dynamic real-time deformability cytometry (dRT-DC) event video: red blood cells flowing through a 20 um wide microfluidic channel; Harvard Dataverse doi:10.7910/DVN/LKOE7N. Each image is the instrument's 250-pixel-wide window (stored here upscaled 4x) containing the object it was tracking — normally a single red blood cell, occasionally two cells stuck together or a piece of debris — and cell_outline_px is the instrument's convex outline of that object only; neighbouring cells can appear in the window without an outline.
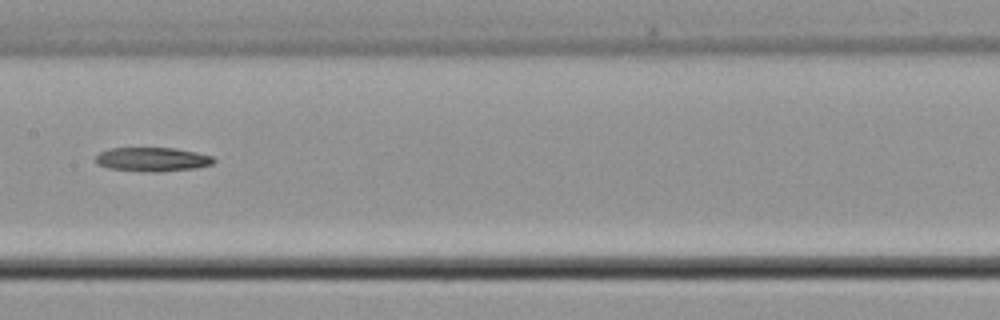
{"species": "common noctule bat (a hibernating species)", "species_latin": "Nyctalus noctula", "temperature_condition": "cold", "stored_images_in_passage": 9, "camera_frame_rate_fps": 3000, "um_per_image_px": 0.085, "animal": {"sex": "male", "body_mass_g": 21.5, "forearm_length_mm": 52.0}, "frame": {"image": 1, "passage_image": 6, "time_ms": 6.333, "image_size_px": [1000, 320], "cell_outline_px": [[216, 160], [212, 164], [196, 168], [160, 172], [152, 172], [108, 168], [96, 164], [96, 156], [100, 152], [112, 148], [176, 148], [196, 152], [212, 156]], "centroid_in_image_um": [12.97, 13.55], "position_along_channel_um": 194.4, "area_um2": 16.53}}
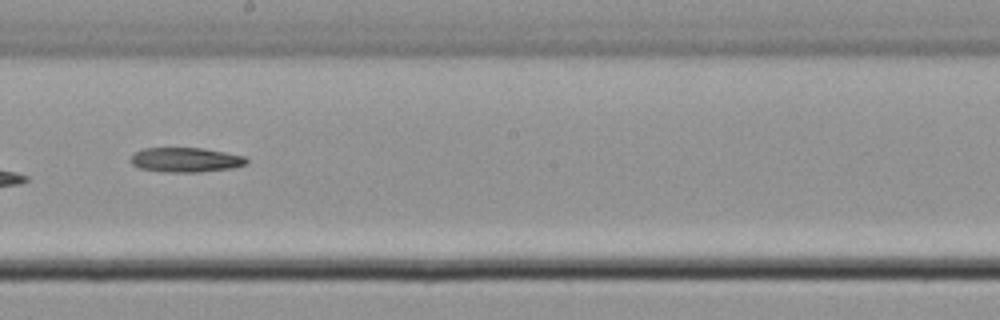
{"frame": {"image": 2, "passage_image": 7, "time_ms": 7.333, "image_size_px": [1000, 320], "cell_outline_px": [[248, 160], [244, 164], [232, 168], [200, 172], [168, 172], [140, 168], [132, 164], [128, 160], [132, 152], [144, 148], [204, 148], [244, 156]], "centroid_in_image_um": [15.72, 13.58], "position_along_channel_um": 232.5, "area_um2": 16.65}}
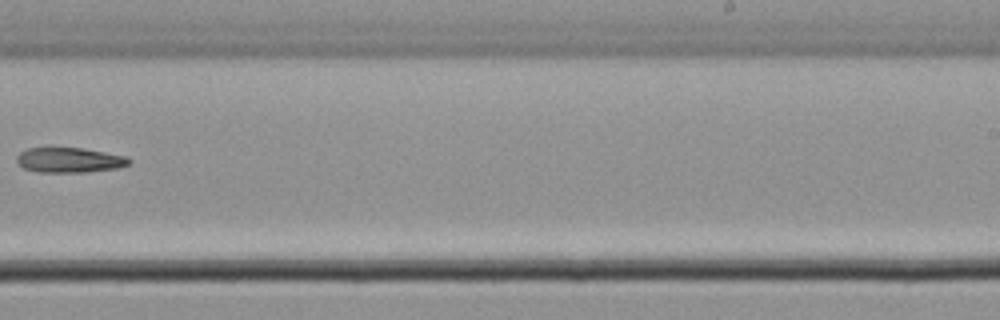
{"frame": {"image": 3, "passage_image": 8, "time_ms": 8.667, "image_size_px": [1000, 320], "cell_outline_px": [[132, 160], [128, 164], [116, 168], [88, 172], [40, 172], [24, 168], [16, 164], [16, 156], [20, 152], [28, 148], [48, 144], [52, 144], [84, 148], [128, 156]], "centroid_in_image_um": [5.83, 13.54], "position_along_channel_um": 283.2, "area_um2": 17.34}}